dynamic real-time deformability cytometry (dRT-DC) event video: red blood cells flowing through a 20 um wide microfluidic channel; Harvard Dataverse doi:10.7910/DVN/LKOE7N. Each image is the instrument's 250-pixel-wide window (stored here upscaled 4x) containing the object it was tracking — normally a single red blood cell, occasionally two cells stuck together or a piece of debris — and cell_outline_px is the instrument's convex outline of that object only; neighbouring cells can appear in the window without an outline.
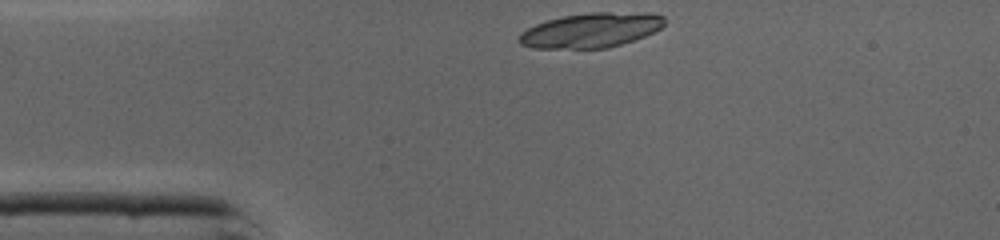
{"species": "common noctule bat (a hibernating species)", "species_latin": "Nyctalus noctula", "temperature_condition": "cold", "stored_images_in_passage": 28, "camera_frame_rate_fps": 3000, "um_per_image_px": 0.085, "animal": {"sex": "male", "body_mass_g": 19.0, "forearm_length_mm": 50.8}, "frame": {"image": 1, "passage_image": 1, "time_ms": 0.0, "image_size_px": [1000, 240], "cell_outline_px": [[664, 24], [660, 28], [644, 36], [608, 48], [532, 48], [520, 44], [516, 40], [520, 32], [536, 24], [548, 20], [564, 16], [592, 12], [648, 12], [664, 16]], "centroid_in_image_um": [50.21, 2.56], "position_along_channel_um": 34.8, "area_um2": 29.36}}
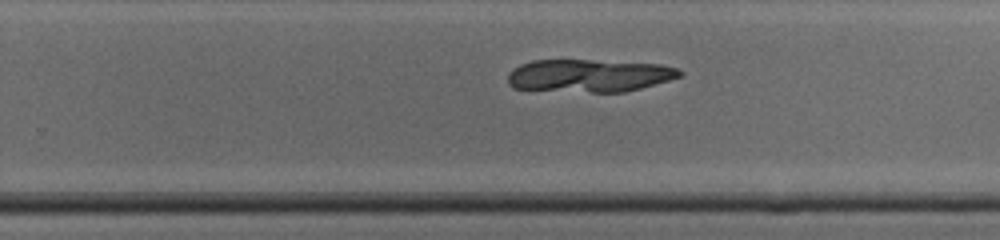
{"frame": {"image": 2, "passage_image": 20, "time_ms": 6.333, "image_size_px": [1000, 240], "cell_outline_px": [[684, 72], [680, 76], [668, 80], [640, 88], [624, 92], [592, 92], [512, 88], [508, 84], [508, 72], [512, 68], [520, 64], [532, 60], [588, 60], [660, 64], [676, 68]], "centroid_in_image_um": [50.03, 6.42], "position_along_channel_um": 279.8, "area_um2": 32.66}}
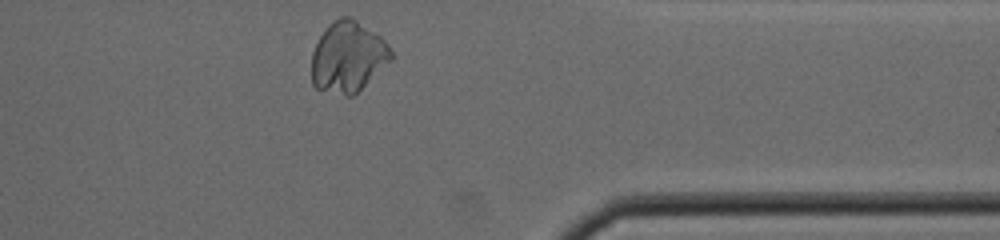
{"frame": {"image": 3, "passage_image": 28, "time_ms": 9.0, "image_size_px": [1000, 240], "cell_outline_px": [[392, 60], [352, 96], [348, 96], [316, 88], [312, 84], [312, 52], [320, 36], [328, 24], [332, 20], [340, 16], [352, 16], [380, 36], [384, 40], [392, 52]], "centroid_in_image_um": [29.57, 4.8], "position_along_channel_um": 381.8, "area_um2": 32.71}}